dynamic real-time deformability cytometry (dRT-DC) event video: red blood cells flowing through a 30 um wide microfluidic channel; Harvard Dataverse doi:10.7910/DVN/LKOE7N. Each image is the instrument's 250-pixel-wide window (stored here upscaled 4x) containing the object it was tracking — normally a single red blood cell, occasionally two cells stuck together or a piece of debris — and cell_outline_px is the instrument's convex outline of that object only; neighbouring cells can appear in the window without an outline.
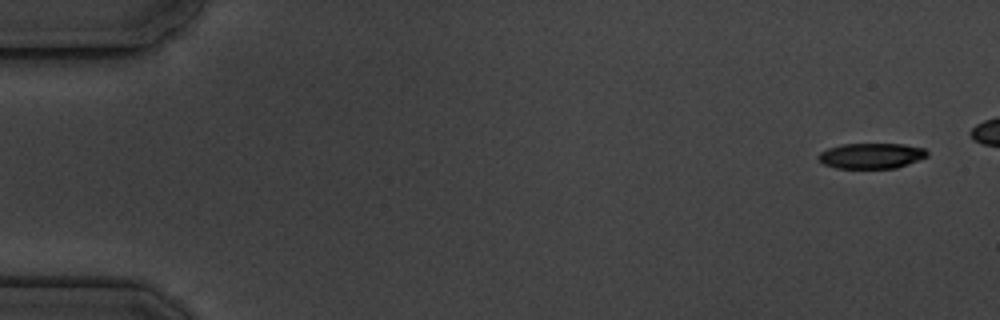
{"species": "common noctule bat (a hibernating species)", "species_latin": "Nyctalus noctula", "temperature_condition": "cold", "stored_images_in_passage": 6, "camera_frame_rate_fps": 3000, "um_per_image_px": 0.085, "animal": {"sex": "male", "body_mass_g": 19.5, "forearm_length_mm": 54.6}, "frame": {"image": 1, "passage_image": 1, "time_ms": 0.0, "image_size_px": [1000, 320], "cell_outline_px": [[928, 156], [908, 164], [896, 168], [836, 168], [824, 164], [816, 156], [820, 152], [828, 148], [840, 144], [904, 144], [924, 148], [928, 152]], "centroid_in_image_um": [74.06, 13.24], "position_along_channel_um": 10.9, "area_um2": 16.18}}